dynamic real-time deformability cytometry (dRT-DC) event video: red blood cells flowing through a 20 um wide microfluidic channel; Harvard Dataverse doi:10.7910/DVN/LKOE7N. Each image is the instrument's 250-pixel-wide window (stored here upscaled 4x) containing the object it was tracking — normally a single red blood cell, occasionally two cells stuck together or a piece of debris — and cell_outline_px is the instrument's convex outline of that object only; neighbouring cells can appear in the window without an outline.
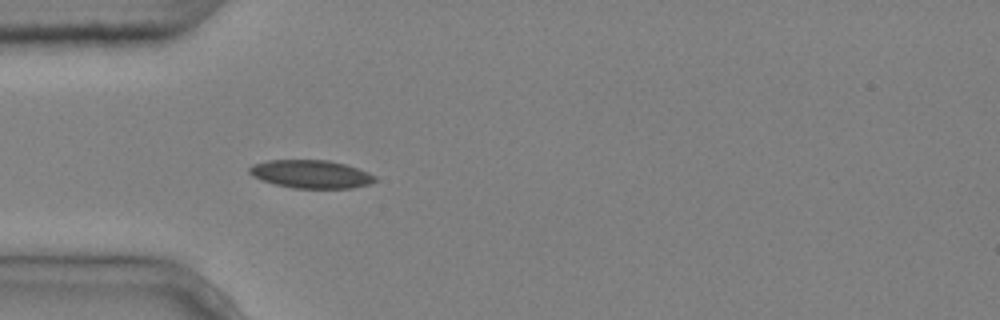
{"species": "common noctule bat (a hibernating species)", "species_latin": "Nyctalus noctula", "temperature_condition": "cold", "stored_images_in_passage": 3, "camera_frame_rate_fps": 3000, "um_per_image_px": 0.085, "animal": {"sex": "male", "body_mass_g": 20.4}, "frame": {"image": 1, "passage_image": 3, "time_ms": 0.667, "image_size_px": [1000, 320], "cell_outline_px": [[376, 180], [368, 184], [352, 188], [292, 188], [276, 184], [252, 176], [248, 172], [248, 168], [256, 164], [268, 160], [328, 160], [344, 164], [368, 172], [376, 176]], "centroid_in_image_um": [26.44, 14.8], "position_along_channel_um": 58.6, "area_um2": 20.35}}